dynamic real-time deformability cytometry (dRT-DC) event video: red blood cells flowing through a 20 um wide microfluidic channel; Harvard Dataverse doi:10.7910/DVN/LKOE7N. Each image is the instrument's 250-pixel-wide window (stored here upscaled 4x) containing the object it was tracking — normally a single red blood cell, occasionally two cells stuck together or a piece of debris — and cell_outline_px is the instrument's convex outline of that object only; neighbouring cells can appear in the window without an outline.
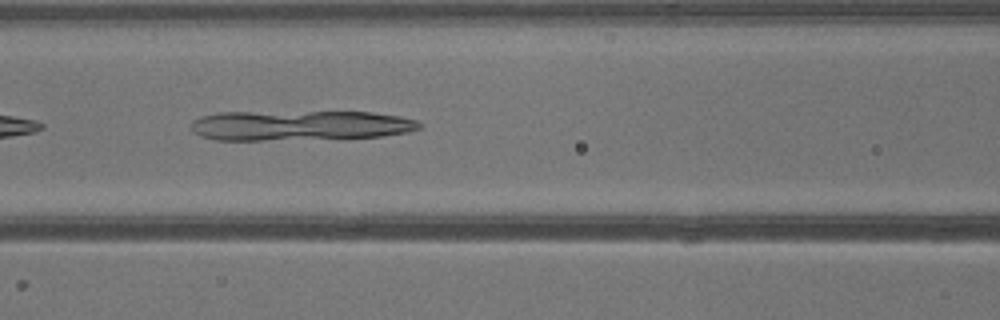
{"species": "common noctule bat (a hibernating species)", "species_latin": "Nyctalus noctula", "temperature_condition": "warm", "stored_images_in_passage": 8, "camera_frame_rate_fps": 3000, "um_per_image_px": 0.085, "animal": {"sex": "male", "body_mass_g": 13.3}, "frame": {"image": 1, "passage_image": 8, "time_ms": 2.333, "image_size_px": [1000, 320], "cell_outline_px": [[424, 124], [420, 128], [408, 132], [384, 136], [348, 140], [216, 140], [200, 136], [192, 132], [192, 120], [216, 112], [372, 112], [400, 116], [416, 120]], "centroid_in_image_um": [25.57, 10.69], "position_along_channel_um": 141.0, "area_um2": 41.15}}